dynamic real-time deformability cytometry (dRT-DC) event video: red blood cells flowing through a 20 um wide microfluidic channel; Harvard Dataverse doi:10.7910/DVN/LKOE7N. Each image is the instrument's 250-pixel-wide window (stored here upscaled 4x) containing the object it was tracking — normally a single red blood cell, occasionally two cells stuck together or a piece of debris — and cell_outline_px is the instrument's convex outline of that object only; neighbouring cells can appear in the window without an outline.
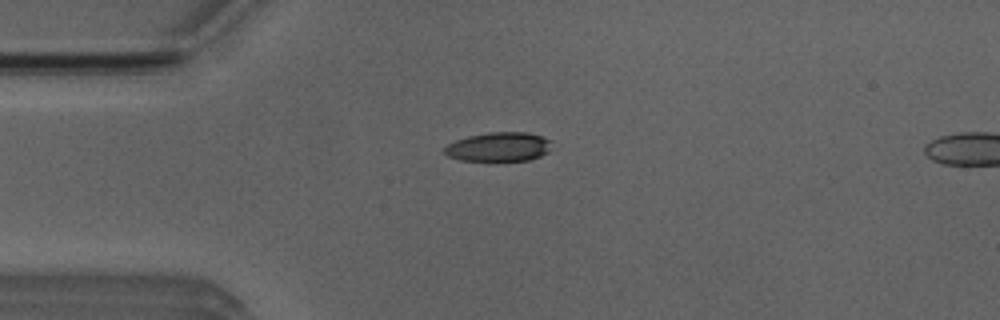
{"species": "Egyptian fruit bat (a non-hibernating species)", "species_latin": "Rousettus aegyptiacus", "temperature_condition": "room temperature", "stored_images_in_passage": 6, "camera_frame_rate_fps": 3000, "um_per_image_px": 0.085, "animal": {"sex": "male"}, "frame": {"image": 1, "passage_image": 4, "time_ms": 3.333, "image_size_px": [1000, 320], "cell_outline_px": [[548, 152], [540, 156], [528, 160], [460, 160], [448, 156], [444, 152], [444, 148], [448, 144], [456, 140], [468, 136], [488, 132], [528, 132], [540, 136], [548, 140]], "centroid_in_image_um": [42.35, 12.47], "position_along_channel_um": 42.7, "area_um2": 17.86}}